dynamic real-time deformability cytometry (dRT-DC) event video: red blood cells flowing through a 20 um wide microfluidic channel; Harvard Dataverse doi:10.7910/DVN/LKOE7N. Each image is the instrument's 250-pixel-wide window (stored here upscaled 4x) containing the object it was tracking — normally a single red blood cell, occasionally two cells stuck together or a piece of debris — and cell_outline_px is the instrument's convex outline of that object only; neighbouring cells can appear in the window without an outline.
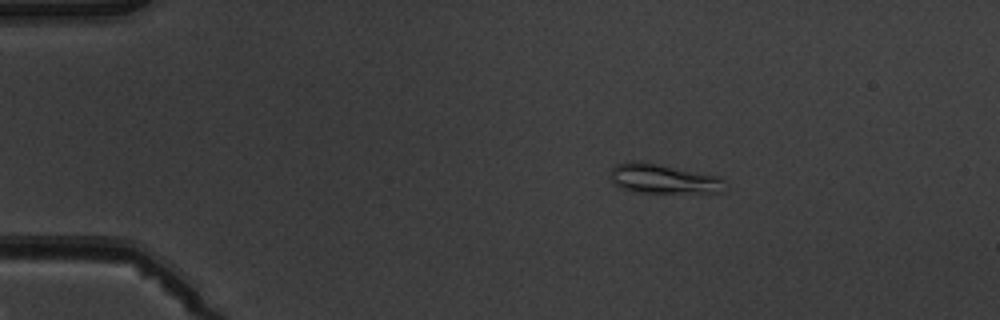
{"species": "common noctule bat (a hibernating species)", "species_latin": "Nyctalus noctula", "temperature_condition": "warm", "stored_images_in_passage": 4, "camera_frame_rate_fps": 3000, "um_per_image_px": 0.085, "animal": {"sex": "male", "body_mass_g": 19.5, "forearm_length_mm": 54.6}, "frame": {"image": 1, "passage_image": 2, "time_ms": 2.0, "image_size_px": [1000, 320], "cell_outline_px": [[728, 188], [724, 192], [632, 192], [620, 188], [612, 184], [612, 168], [616, 164], [632, 160], [640, 160], [720, 176], [724, 180]], "centroid_in_image_um": [56.4, 15.19], "position_along_channel_um": 28.6, "area_um2": 20.0}}
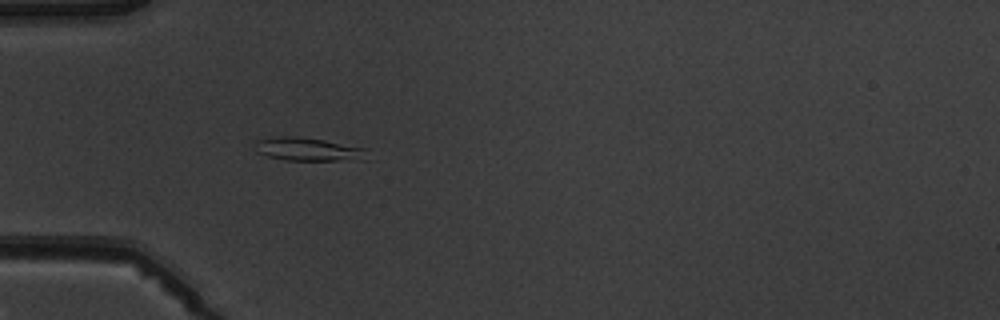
{"frame": {"image": 2, "passage_image": 4, "time_ms": 4.333, "image_size_px": [1000, 320], "cell_outline_px": [[368, 160], [284, 160], [268, 156], [256, 152], [256, 140], [280, 136], [296, 136], [324, 140], [368, 148]], "centroid_in_image_um": [26.27, 12.69], "position_along_channel_um": 58.7, "area_um2": 15.37}}